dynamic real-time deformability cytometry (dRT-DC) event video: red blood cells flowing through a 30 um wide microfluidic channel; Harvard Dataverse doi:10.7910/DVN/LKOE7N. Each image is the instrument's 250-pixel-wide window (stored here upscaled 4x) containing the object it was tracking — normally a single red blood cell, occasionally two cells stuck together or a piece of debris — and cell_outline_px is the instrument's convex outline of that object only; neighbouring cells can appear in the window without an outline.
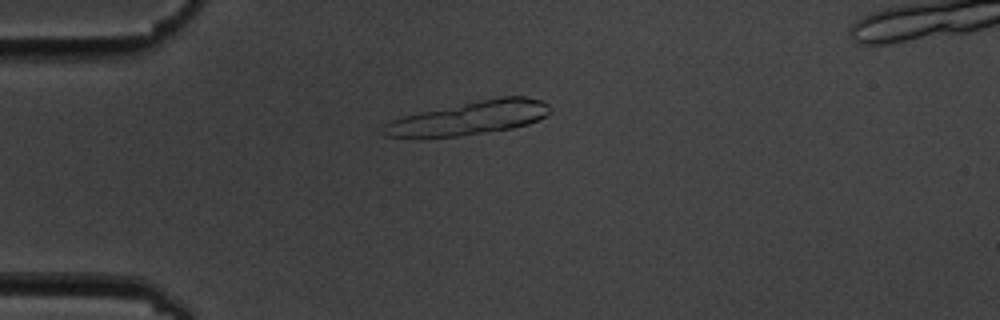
{"species": "common noctule bat (a hibernating species)", "species_latin": "Nyctalus noctula", "temperature_condition": "cold", "stored_images_in_passage": 5, "segment_of_instrument_passage": [1, 2], "camera_frame_rate_fps": 3000, "um_per_image_px": 0.085, "animal": {"sex": "male", "body_mass_g": 19.5, "forearm_length_mm": 54.6}, "frame": {"image": 1, "passage_image": 2, "time_ms": 1.0, "image_size_px": [1000, 320], "cell_outline_px": [[552, 112], [548, 116], [528, 124], [512, 128], [456, 136], [424, 140], [416, 140], [384, 136], [380, 132], [380, 128], [384, 124], [392, 120], [404, 116], [420, 112], [500, 96], [524, 96], [544, 100], [548, 104]], "centroid_in_image_um": [39.82, 10.07], "position_along_channel_um": 45.2, "area_um2": 33.29}}